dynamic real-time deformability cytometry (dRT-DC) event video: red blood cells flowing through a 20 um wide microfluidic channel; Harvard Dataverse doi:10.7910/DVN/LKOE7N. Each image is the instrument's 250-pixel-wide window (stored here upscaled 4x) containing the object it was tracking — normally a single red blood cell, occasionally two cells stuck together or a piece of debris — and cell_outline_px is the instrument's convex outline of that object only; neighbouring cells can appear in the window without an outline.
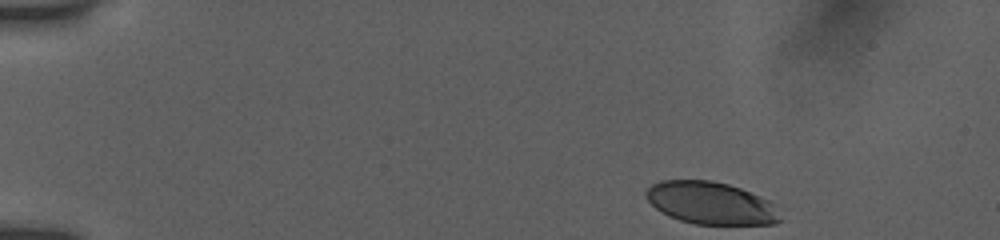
{"species": "human", "species_latin": "Homo sapiens", "temperature_condition": "room temperature", "stored_images_in_passage": 44, "camera_frame_rate_fps": 3000, "um_per_image_px": 0.085, "donor": {"sex": "female"}, "frame": {"image": 1, "passage_image": 1, "time_ms": 0.0, "image_size_px": [1000, 240], "cell_outline_px": [[784, 220], [772, 224], [696, 224], [680, 220], [668, 216], [656, 208], [644, 196], [644, 192], [652, 184], [660, 180], [712, 180], [728, 184], [740, 188], [760, 196], [768, 200], [772, 204]], "centroid_in_image_um": [60.4, 17.26], "position_along_channel_um": 24.6, "area_um2": 33.12}}
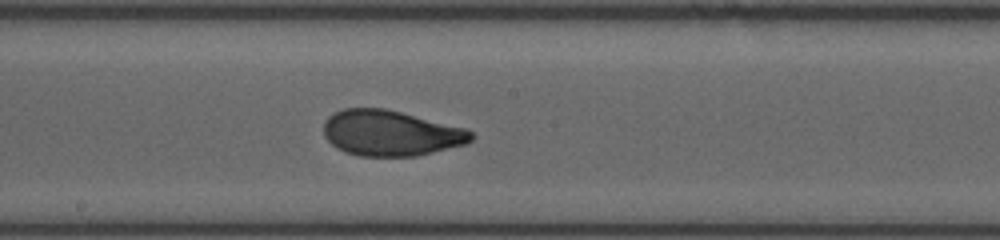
{"frame": {"image": 2, "passage_image": 24, "time_ms": 7.667, "image_size_px": [1000, 240], "cell_outline_px": [[476, 136], [472, 140], [464, 144], [416, 156], [360, 156], [344, 152], [336, 148], [324, 136], [324, 120], [328, 116], [344, 108], [384, 108], [468, 128]], "centroid_in_image_um": [33.21, 11.31], "position_along_channel_um": 215.0, "area_um2": 39.3}}
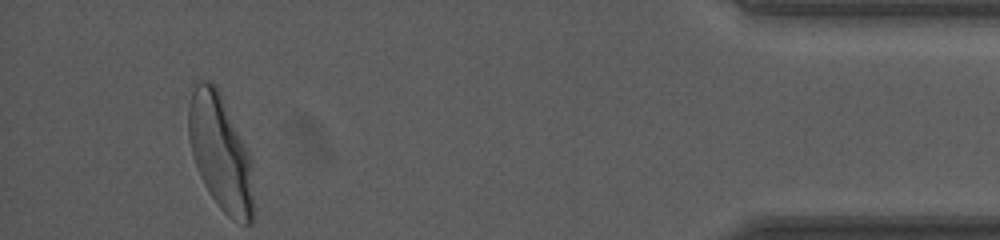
{"frame": {"image": 3, "passage_image": 44, "time_ms": 14.333, "image_size_px": [1000, 240], "cell_outline_px": [[252, 220], [248, 224], [244, 224], [232, 220], [220, 208], [208, 192], [196, 168], [188, 136], [188, 108], [192, 92], [196, 80], [208, 80], [216, 84], [220, 92], [248, 152], [252, 196]], "centroid_in_image_um": [18.68, 12.93], "position_along_channel_um": 416.5, "area_um2": 43.12}, "authors_computed_cell_mechanics": {"area_um2": 39.0728, "velocity_mm_per_s": 3.8732, "shape_relaxation_time_tau1_ms": 4.6515, "shape_relaxation_time_tau2_ms": null, "deformation_change_tau1": 0.1767, "deformation_change_tau2": null}}